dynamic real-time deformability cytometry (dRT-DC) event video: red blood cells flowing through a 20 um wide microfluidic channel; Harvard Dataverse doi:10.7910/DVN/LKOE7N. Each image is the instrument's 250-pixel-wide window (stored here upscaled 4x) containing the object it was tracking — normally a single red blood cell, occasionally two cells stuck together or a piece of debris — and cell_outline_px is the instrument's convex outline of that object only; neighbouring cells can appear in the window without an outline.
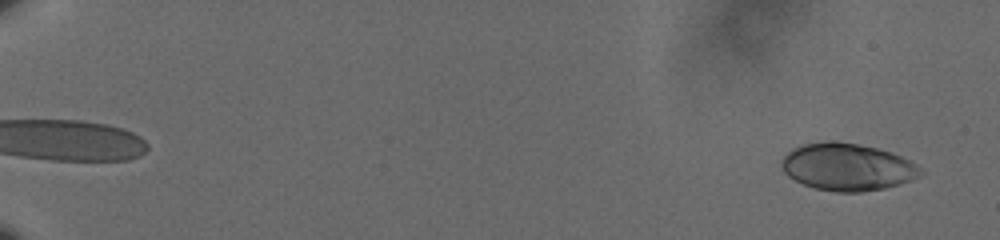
{"species": "human", "species_latin": "Homo sapiens", "temperature_condition": "cold", "stored_images_in_passage": 59, "camera_frame_rate_fps": 3000, "um_per_image_px": 0.085, "donor": {"sex": "male"}, "frame": {"image": 1, "passage_image": 1, "time_ms": 0.0, "image_size_px": [1000, 240], "cell_outline_px": [[924, 172], [900, 184], [884, 188], [860, 192], [836, 192], [816, 188], [804, 184], [788, 176], [784, 172], [780, 164], [780, 160], [792, 148], [804, 144], [828, 140], [832, 140], [856, 144], [876, 148], [900, 156], [916, 164]], "centroid_in_image_um": [71.97, 14.19], "position_along_channel_um": 13.0, "area_um2": 37.92}}
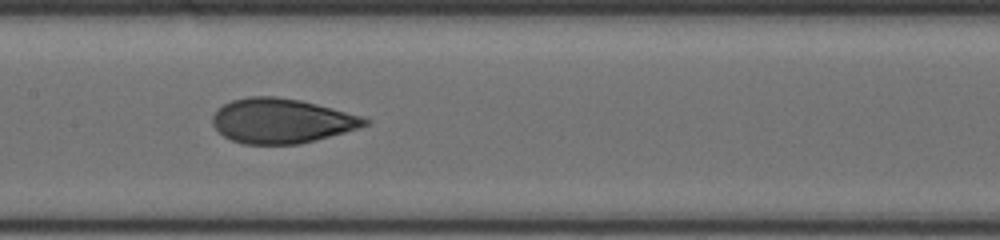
{"frame": {"image": 2, "passage_image": 32, "time_ms": 10.333, "image_size_px": [1000, 240], "cell_outline_px": [[372, 120], [368, 124], [344, 132], [300, 144], [244, 144], [232, 140], [224, 136], [212, 124], [212, 116], [224, 104], [232, 100], [248, 96], [276, 96], [300, 100], [332, 108], [360, 116]], "centroid_in_image_um": [23.91, 10.27], "position_along_channel_um": 183.5, "area_um2": 39.3}}
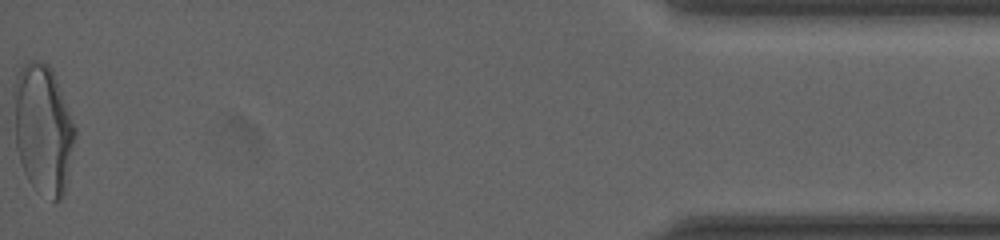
{"frame": {"image": 3, "passage_image": 59, "time_ms": 19.333, "image_size_px": [1000, 240], "cell_outline_px": [[76, 136], [68, 180], [64, 196], [60, 200], [52, 200], [32, 184], [28, 180], [24, 172], [16, 148], [12, 88], [16, 76], [20, 68], [24, 64], [32, 60], [36, 60], [48, 64], [52, 68], [76, 128]], "centroid_in_image_um": [3.66, 10.95], "position_along_channel_um": 431.5, "area_um2": 46.64}, "authors_computed_cell_mechanics": {"area_um2": 39.1884, "velocity_mm_per_s": 3.5855, "shape_relaxation_time_tau1_ms": 6.2766, "shape_relaxation_time_tau2_ms": 1.0229, "deformation_change_tau1": 0.1947, "deformation_change_tau2": 0.0687}}